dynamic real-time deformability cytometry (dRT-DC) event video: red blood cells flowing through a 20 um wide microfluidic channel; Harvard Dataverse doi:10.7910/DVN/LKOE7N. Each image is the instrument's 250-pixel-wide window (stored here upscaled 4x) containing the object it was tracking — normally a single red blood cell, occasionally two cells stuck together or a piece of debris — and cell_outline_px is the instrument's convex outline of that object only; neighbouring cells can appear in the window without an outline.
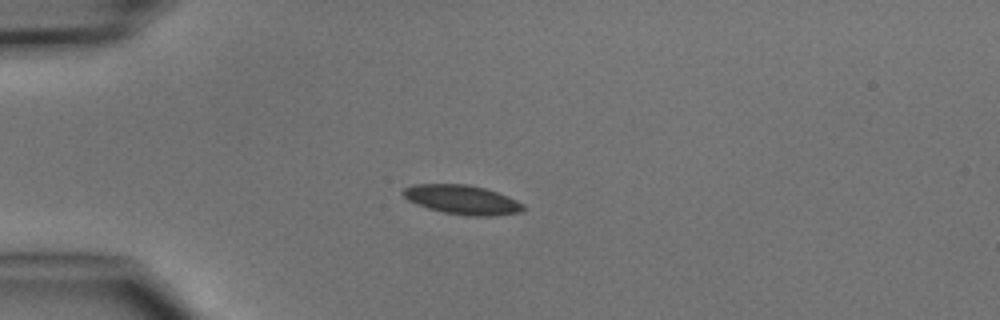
{"species": "common noctule bat (a hibernating species)", "species_latin": "Nyctalus noctula", "temperature_condition": "cold", "stored_images_in_passage": 1, "camera_frame_rate_fps": 3000, "um_per_image_px": 0.085, "animal": {"sex": "male", "body_mass_g": 15.6}, "frame": {"image": 1, "passage_image": 1, "time_ms": 0.0, "image_size_px": [1000, 320], "cell_outline_px": [[524, 208], [520, 212], [496, 216], [468, 216], [444, 212], [428, 208], [416, 204], [408, 200], [400, 192], [404, 188], [416, 184], [468, 184], [484, 188], [496, 192], [516, 200], [524, 204]], "centroid_in_image_um": [39.27, 16.98], "position_along_channel_um": 45.7, "area_um2": 20.4}}